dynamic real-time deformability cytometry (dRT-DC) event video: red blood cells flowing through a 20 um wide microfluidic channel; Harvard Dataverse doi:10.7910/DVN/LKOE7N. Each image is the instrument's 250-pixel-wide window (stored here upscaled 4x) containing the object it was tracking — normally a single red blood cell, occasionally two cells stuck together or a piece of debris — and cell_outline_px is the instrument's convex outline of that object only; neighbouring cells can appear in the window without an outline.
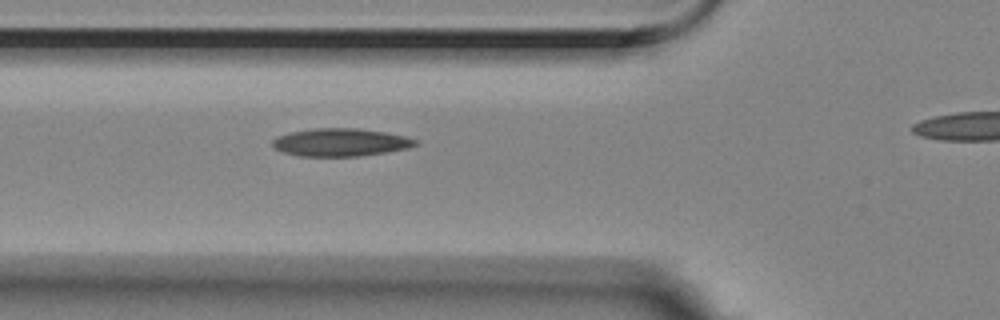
{"species": "Egyptian fruit bat (a non-hibernating species)", "species_latin": "Rousettus aegyptiacus", "temperature_condition": "room temperature", "stored_images_in_passage": 3, "segment_of_instrument_passage": [1, 2], "camera_frame_rate_fps": 3000, "um_per_image_px": 0.085, "animal": {"sex": "female"}, "frame": {"image": 1, "passage_image": 2, "time_ms": 0.333, "image_size_px": [1000, 320], "cell_outline_px": [[420, 144], [408, 148], [360, 156], [296, 156], [272, 148], [272, 140], [276, 136], [288, 132], [316, 128], [360, 128], [384, 132], [404, 136], [416, 140]], "centroid_in_image_um": [28.89, 12.09], "position_along_channel_um": 96.9, "area_um2": 23.29}}